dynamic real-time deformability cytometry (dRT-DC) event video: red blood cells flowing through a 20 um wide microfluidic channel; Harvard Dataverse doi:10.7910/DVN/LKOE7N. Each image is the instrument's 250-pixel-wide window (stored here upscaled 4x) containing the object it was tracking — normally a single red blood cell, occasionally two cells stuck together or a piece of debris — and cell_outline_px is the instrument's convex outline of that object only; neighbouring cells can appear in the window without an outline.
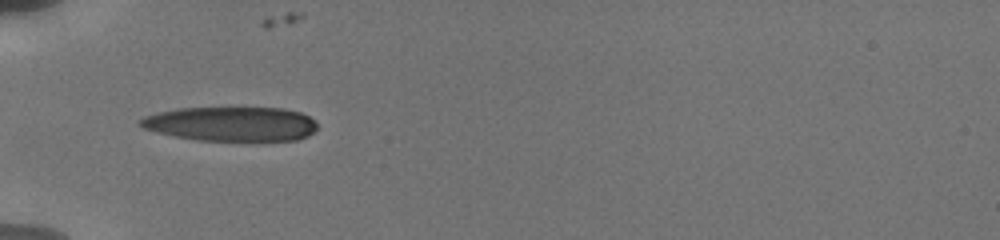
{"species": "human", "species_latin": "Homo sapiens", "temperature_condition": "cold", "stored_images_in_passage": 30, "camera_frame_rate_fps": 3000, "um_per_image_px": 0.085, "donor": {"sex": "male"}, "frame": {"image": 1, "passage_image": 14, "time_ms": 6.667, "image_size_px": [1000, 240], "cell_outline_px": [[316, 128], [308, 136], [296, 140], [196, 140], [156, 132], [144, 128], [140, 124], [140, 120], [144, 116], [160, 112], [180, 108], [284, 108], [300, 112], [316, 120]], "centroid_in_image_um": [19.68, 10.53], "position_along_channel_um": 65.3, "area_um2": 35.2}}
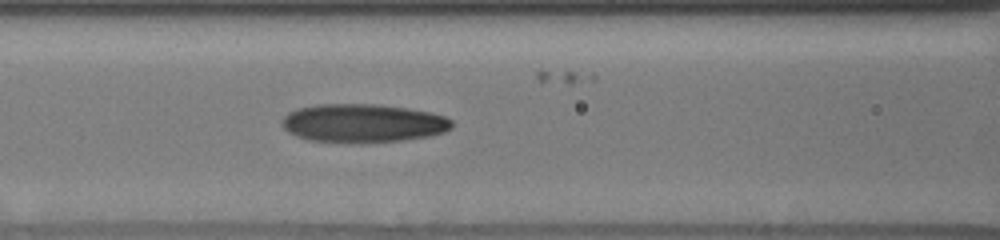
{"frame": {"image": 2, "passage_image": 18, "time_ms": 8.667, "image_size_px": [1000, 240], "cell_outline_px": [[452, 128], [444, 132], [432, 136], [404, 140], [360, 144], [308, 140], [296, 136], [288, 132], [280, 124], [284, 116], [288, 112], [300, 108], [316, 104], [372, 104], [404, 108], [428, 112], [444, 116], [452, 120]], "centroid_in_image_um": [30.83, 10.49], "position_along_channel_um": 135.8, "area_um2": 38.44}}
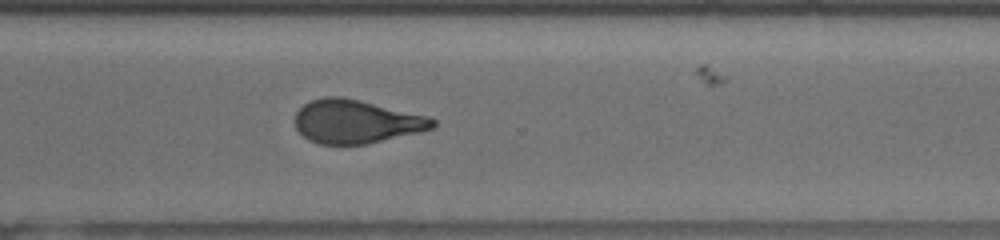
{"frame": {"image": 3, "passage_image": 29, "time_ms": 14.0, "image_size_px": [1000, 240], "cell_outline_px": [[436, 124], [432, 128], [420, 132], [368, 144], [320, 144], [308, 140], [296, 128], [296, 112], [304, 104], [312, 100], [324, 96], [340, 96], [360, 100], [428, 116], [436, 120]], "centroid_in_image_um": [30.28, 10.33], "position_along_channel_um": 340.3, "area_um2": 34.85}}